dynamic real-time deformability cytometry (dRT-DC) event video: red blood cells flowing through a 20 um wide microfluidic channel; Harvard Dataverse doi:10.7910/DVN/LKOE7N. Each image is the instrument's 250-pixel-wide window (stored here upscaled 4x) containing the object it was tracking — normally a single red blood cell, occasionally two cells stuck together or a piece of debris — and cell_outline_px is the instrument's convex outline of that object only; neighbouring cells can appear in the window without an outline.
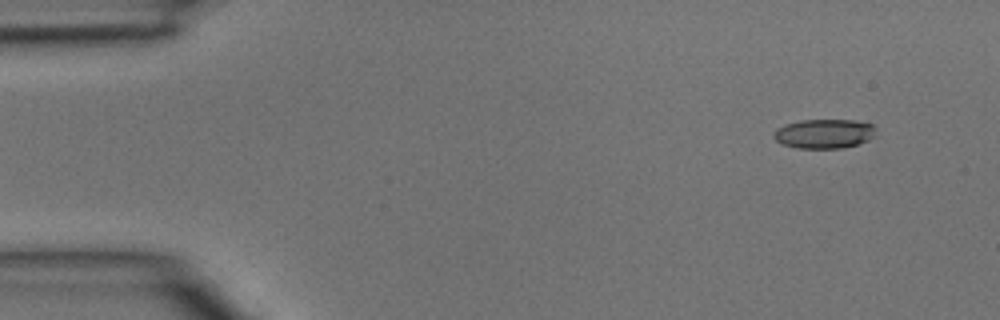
{"species": "common noctule bat (a hibernating species)", "species_latin": "Nyctalus noctula", "temperature_condition": "room temperature", "stored_images_in_passage": 4, "camera_frame_rate_fps": 3000, "um_per_image_px": 0.085, "animal": {"sex": "male", "body_mass_g": 15.6}, "frame": {"image": 1, "passage_image": 1, "time_ms": 0.0, "image_size_px": [1000, 320], "cell_outline_px": [[876, 128], [872, 136], [868, 140], [856, 144], [840, 148], [796, 148], [784, 144], [776, 140], [772, 136], [772, 132], [776, 128], [784, 124], [800, 120], [852, 120], [872, 124]], "centroid_in_image_um": [69.99, 11.35], "position_along_channel_um": 15.0, "area_um2": 17.4}}